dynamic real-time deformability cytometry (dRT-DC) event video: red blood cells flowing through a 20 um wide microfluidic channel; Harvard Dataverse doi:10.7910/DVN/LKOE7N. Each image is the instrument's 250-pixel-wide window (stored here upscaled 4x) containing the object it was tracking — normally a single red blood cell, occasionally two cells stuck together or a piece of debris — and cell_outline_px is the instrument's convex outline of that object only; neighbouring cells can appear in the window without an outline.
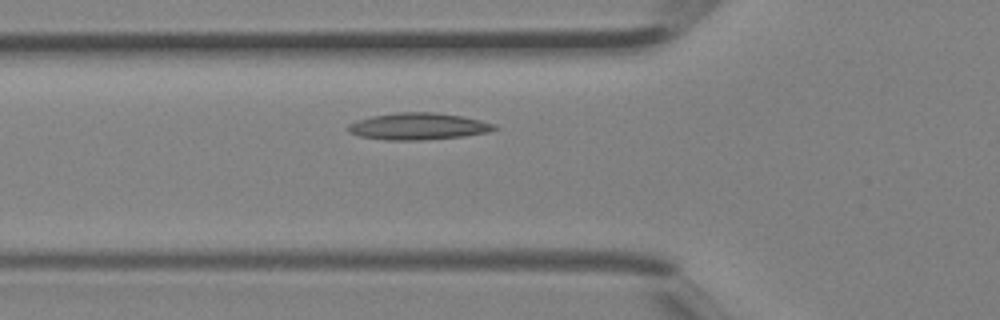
{"species": "Egyptian fruit bat (a non-hibernating species)", "species_latin": "Rousettus aegyptiacus", "temperature_condition": "room temperature", "stored_images_in_passage": 2, "camera_frame_rate_fps": 3000, "um_per_image_px": 0.085, "animal": {"sex": "female"}, "frame": {"image": 1, "passage_image": 2, "time_ms": 0.333, "image_size_px": [1000, 320], "cell_outline_px": [[500, 128], [488, 132], [464, 136], [420, 140], [384, 140], [360, 136], [348, 132], [348, 124], [356, 120], [372, 116], [396, 112], [432, 112], [460, 116], [480, 120], [496, 124]], "centroid_in_image_um": [35.54, 10.74], "position_along_channel_um": 90.3, "area_um2": 22.89}}